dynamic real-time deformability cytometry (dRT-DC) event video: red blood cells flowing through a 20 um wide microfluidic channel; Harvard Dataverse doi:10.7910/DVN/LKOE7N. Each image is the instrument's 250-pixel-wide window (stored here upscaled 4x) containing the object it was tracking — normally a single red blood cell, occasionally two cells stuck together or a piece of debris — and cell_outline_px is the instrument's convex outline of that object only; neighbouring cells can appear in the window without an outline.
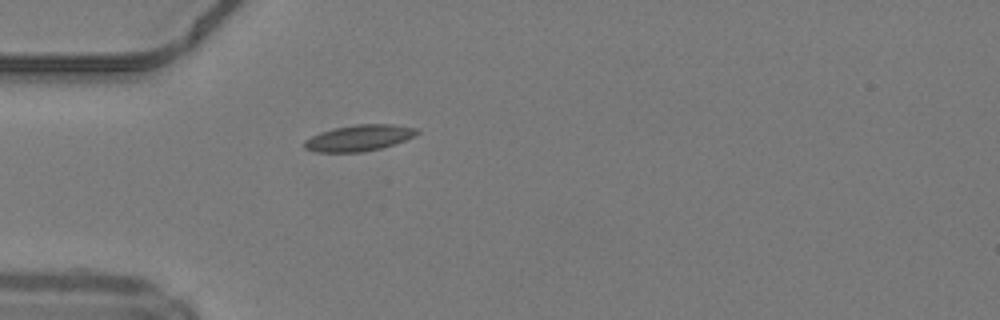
{"species": "common noctule bat (a hibernating species)", "species_latin": "Nyctalus noctula", "temperature_condition": "warm", "stored_images_in_passage": 31, "camera_frame_rate_fps": 3000, "um_per_image_px": 0.085, "animal": {"sex": "male", "body_mass_g": 19.2, "forearm_length_mm": 51.8}, "frame": {"image": 1, "passage_image": 1, "time_ms": 0.0, "image_size_px": [1000, 320], "cell_outline_px": [[420, 132], [416, 136], [380, 148], [360, 152], [312, 152], [304, 148], [304, 140], [320, 132], [336, 128], [356, 124], [392, 124], [420, 128]], "centroid_in_image_um": [30.53, 11.72], "position_along_channel_um": 54.5, "area_um2": 17.17}}
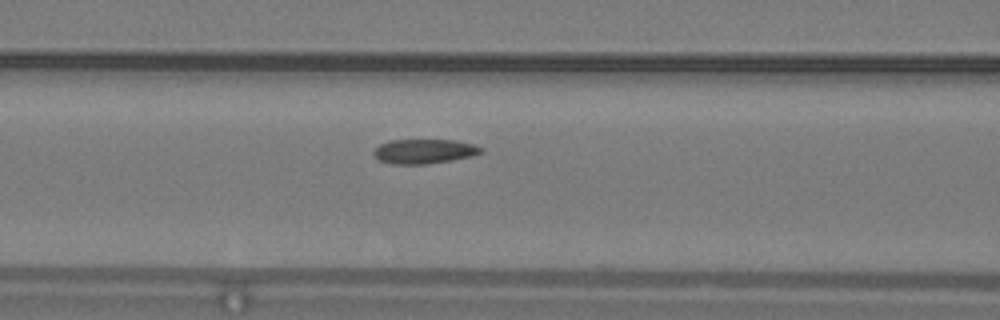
{"frame": {"image": 2, "passage_image": 7, "time_ms": 2.0, "image_size_px": [1000, 320], "cell_outline_px": [[484, 152], [472, 156], [428, 164], [392, 164], [380, 160], [372, 156], [372, 152], [380, 144], [388, 140], [452, 140], [472, 144], [484, 148]], "centroid_in_image_um": [36.03, 12.86], "position_along_channel_um": 130.6, "area_um2": 15.37}}
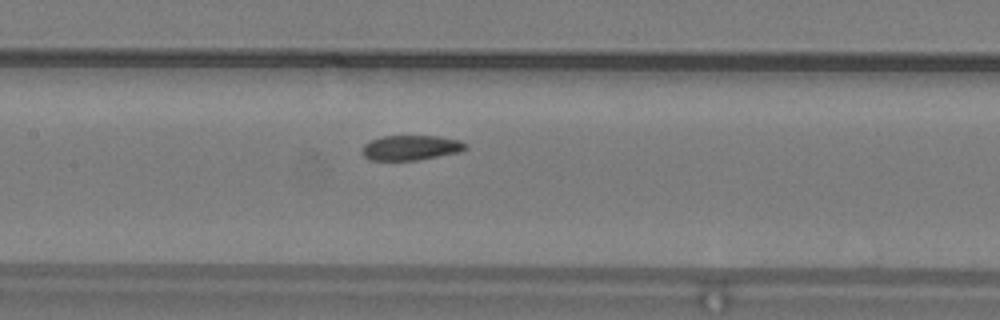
{"frame": {"image": 3, "passage_image": 10, "time_ms": 3.0, "image_size_px": [1000, 320], "cell_outline_px": [[468, 148], [460, 152], [416, 160], [368, 160], [364, 156], [364, 144], [372, 140], [384, 136], [436, 136], [460, 140], [468, 144]], "centroid_in_image_um": [34.97, 12.55], "position_along_channel_um": 172.4, "area_um2": 14.91}, "authors_computed_cell_mechanics": {"area_um2": 15.5482, "velocity_mm_per_s": 4.1803, "shape_relaxation_time_tau1_ms": 3.8598, "shape_relaxation_time_tau2_ms": 1.9778, "deformation_change_tau1": 0.0962, "deformation_change_tau2": 0.0504}}